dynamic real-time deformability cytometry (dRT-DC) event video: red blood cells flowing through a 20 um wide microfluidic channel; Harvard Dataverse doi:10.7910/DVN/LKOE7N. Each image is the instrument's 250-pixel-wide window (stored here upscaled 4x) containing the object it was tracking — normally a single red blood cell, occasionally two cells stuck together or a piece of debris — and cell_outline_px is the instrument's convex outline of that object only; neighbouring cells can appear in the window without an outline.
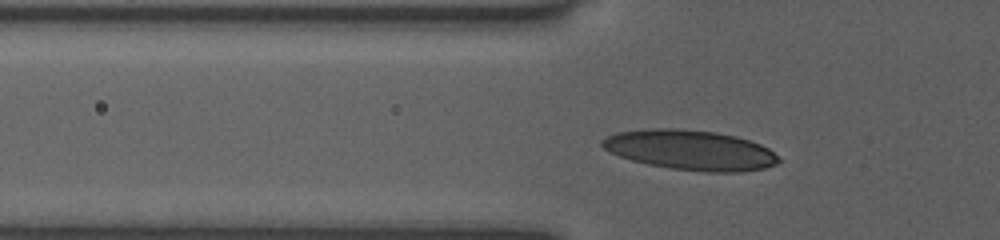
{"species": "human", "species_latin": "Homo sapiens", "temperature_condition": "room temperature", "stored_images_in_passage": 45, "camera_frame_rate_fps": 3000, "um_per_image_px": 0.085, "donor": {"sex": "female"}, "frame": {"image": 1, "passage_image": 10, "time_ms": 3.0, "image_size_px": [1000, 240], "cell_outline_px": [[780, 160], [776, 164], [764, 168], [740, 172], [708, 172], [668, 168], [648, 164], [632, 160], [620, 156], [604, 148], [600, 144], [600, 140], [616, 132], [652, 128], [680, 128], [716, 132], [736, 136], [760, 144], [768, 148]], "centroid_in_image_um": [58.66, 12.75], "position_along_channel_um": 67.1, "area_um2": 40.98}}
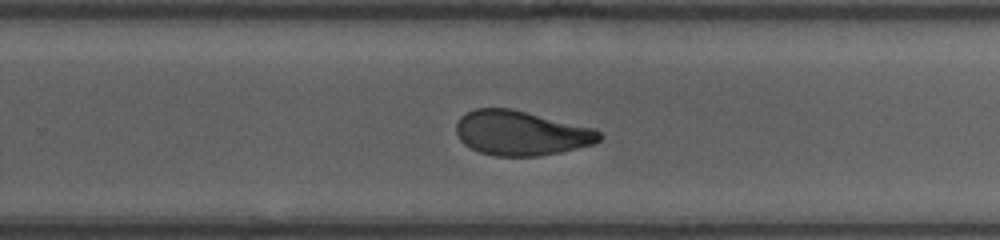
{"frame": {"image": 2, "passage_image": 27, "time_ms": 8.667, "image_size_px": [1000, 240], "cell_outline_px": [[604, 136], [600, 140], [592, 144], [560, 152], [536, 156], [496, 156], [480, 152], [464, 144], [460, 140], [456, 132], [456, 124], [460, 116], [476, 108], [508, 108], [596, 128]], "centroid_in_image_um": [44.29, 11.31], "position_along_channel_um": 285.5, "area_um2": 37.11}}
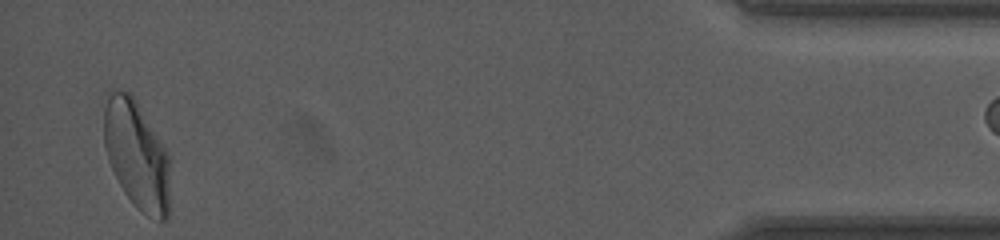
{"frame": {"image": 3, "passage_image": 43, "time_ms": 14.0, "image_size_px": [1000, 240], "cell_outline_px": [[168, 220], [160, 220], [136, 208], [124, 192], [108, 160], [104, 148], [104, 108], [108, 88], [112, 88], [128, 92], [136, 100], [168, 152]], "centroid_in_image_um": [11.58, 13.1], "position_along_channel_um": 423.6, "area_um2": 41.5}, "authors_computed_cell_mechanics": {"area_um2": 38.5526, "velocity_mm_per_s": 3.9092, "shape_relaxation_time_tau1_ms": 4.9094, "shape_relaxation_time_tau2_ms": 1.0726, "deformation_change_tau1": 0.1622, "deformation_change_tau2": 0.0758}}